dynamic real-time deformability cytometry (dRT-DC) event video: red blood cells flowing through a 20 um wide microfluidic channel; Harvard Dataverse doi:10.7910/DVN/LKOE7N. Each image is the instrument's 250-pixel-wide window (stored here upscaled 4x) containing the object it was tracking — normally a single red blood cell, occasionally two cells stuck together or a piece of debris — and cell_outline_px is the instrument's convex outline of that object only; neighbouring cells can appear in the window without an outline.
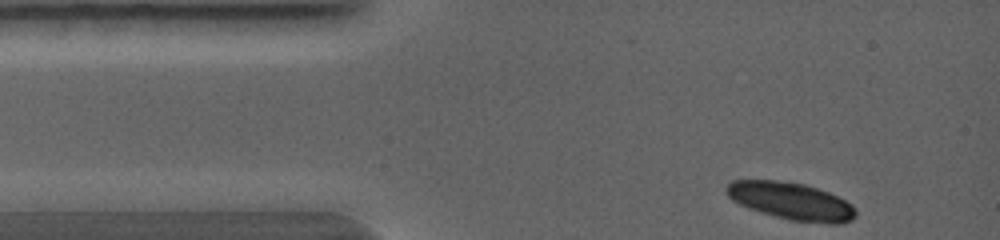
{"species": "common noctule bat (a hibernating species)", "species_latin": "Nyctalus noctula", "temperature_condition": "warm", "stored_images_in_passage": 4, "camera_frame_rate_fps": 5000, "um_per_image_px": 0.085, "animal": {"sex": "female", "body_mass_g": 19.0, "forearm_length_mm": 56.7}, "frame": {"image": 1, "passage_image": 1, "time_ms": 0.0, "image_size_px": [1000, 240], "cell_outline_px": [[856, 216], [852, 220], [844, 224], [828, 224], [788, 220], [760, 212], [748, 208], [732, 200], [728, 196], [724, 188], [732, 180], [776, 180], [804, 184], [828, 192], [852, 204], [856, 208]], "centroid_in_image_um": [67.26, 17.11], "position_along_channel_um": 17.7, "area_um2": 28.38}}